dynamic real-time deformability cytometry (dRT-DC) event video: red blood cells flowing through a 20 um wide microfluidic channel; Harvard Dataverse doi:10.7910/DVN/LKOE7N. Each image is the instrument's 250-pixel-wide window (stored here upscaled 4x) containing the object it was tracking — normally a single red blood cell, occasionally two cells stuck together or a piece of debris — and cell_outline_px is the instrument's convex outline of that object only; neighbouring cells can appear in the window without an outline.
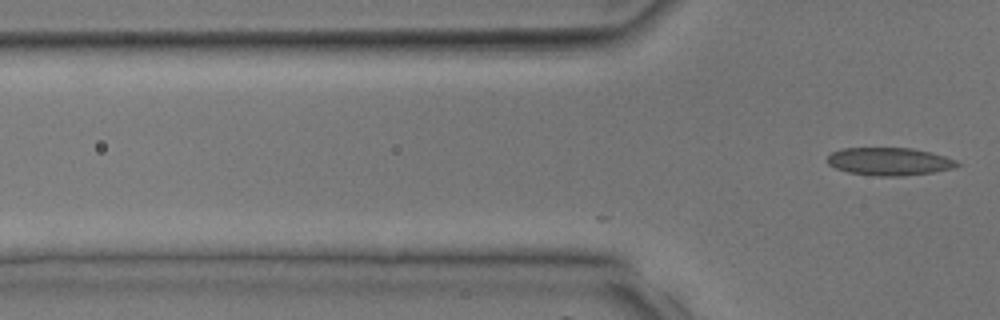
{"species": "common noctule bat (a hibernating species)", "species_latin": "Nyctalus noctula", "temperature_condition": "room temperature", "stored_images_in_passage": 10, "camera_frame_rate_fps": 3000, "um_per_image_px": 0.085, "animal": {"sex": "male", "body_mass_g": 17.9, "forearm_length_mm": 54.2}, "frame": {"image": 1, "passage_image": 10, "time_ms": 3.0, "image_size_px": [1000, 320], "cell_outline_px": [[960, 164], [952, 168], [932, 172], [900, 176], [880, 176], [848, 172], [836, 168], [828, 164], [828, 156], [832, 152], [840, 148], [912, 148], [932, 152], [956, 160]], "centroid_in_image_um": [75.58, 13.71], "position_along_channel_um": 50.2, "area_um2": 20.87}}